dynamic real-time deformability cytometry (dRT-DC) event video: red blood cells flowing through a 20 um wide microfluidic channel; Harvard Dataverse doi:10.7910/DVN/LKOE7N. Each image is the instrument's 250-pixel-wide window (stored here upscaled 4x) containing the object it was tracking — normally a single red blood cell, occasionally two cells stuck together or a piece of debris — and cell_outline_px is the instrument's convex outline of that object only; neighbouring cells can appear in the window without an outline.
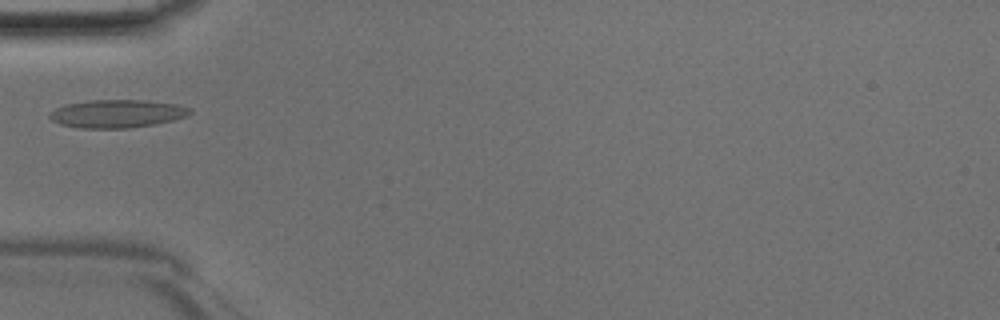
{"species": "Egyptian fruit bat (a non-hibernating species)", "species_latin": "Rousettus aegyptiacus", "temperature_condition": "room temperature", "stored_images_in_passage": 17, "camera_frame_rate_fps": 3000, "um_per_image_px": 0.085, "animal": {"sex": "male"}, "frame": {"image": 1, "passage_image": 1, "time_ms": 0.0, "image_size_px": [1000, 320], "cell_outline_px": [[192, 112], [188, 116], [156, 124], [128, 128], [80, 128], [60, 124], [52, 120], [48, 116], [56, 108], [64, 104], [88, 100], [144, 100], [176, 104], [192, 108]], "centroid_in_image_um": [9.97, 9.66], "position_along_channel_um": 75.0, "area_um2": 23.0}}
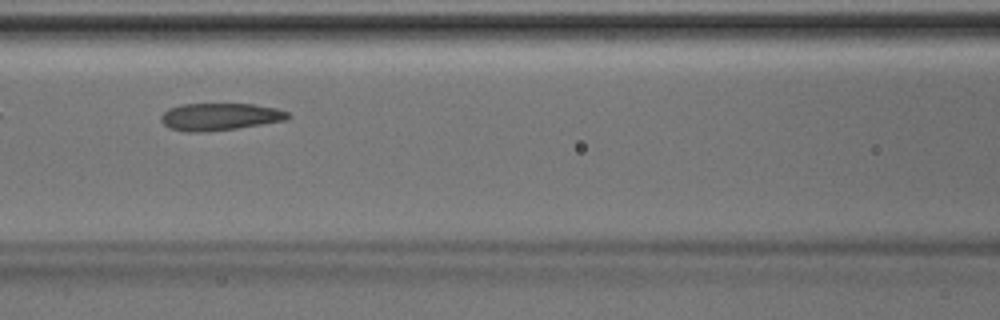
{"frame": {"image": 2, "passage_image": 6, "time_ms": 1.667, "image_size_px": [1000, 320], "cell_outline_px": [[292, 116], [288, 120], [236, 128], [204, 132], [188, 132], [168, 128], [160, 120], [160, 116], [168, 108], [180, 104], [252, 104], [276, 108], [288, 112]], "centroid_in_image_um": [18.68, 9.92], "position_along_channel_um": 147.9, "area_um2": 20.29}}